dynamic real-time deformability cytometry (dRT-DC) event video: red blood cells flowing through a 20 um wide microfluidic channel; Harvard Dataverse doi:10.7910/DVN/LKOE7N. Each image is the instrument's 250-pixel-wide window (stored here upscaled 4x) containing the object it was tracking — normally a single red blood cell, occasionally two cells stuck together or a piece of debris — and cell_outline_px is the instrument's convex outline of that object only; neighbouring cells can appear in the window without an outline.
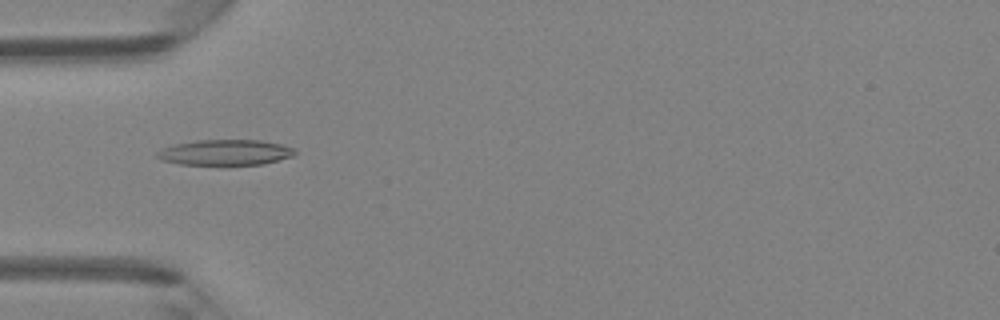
{"species": "Egyptian fruit bat (a non-hibernating species)", "species_latin": "Rousettus aegyptiacus", "temperature_condition": "room temperature", "stored_images_in_passage": 3, "camera_frame_rate_fps": 3000, "um_per_image_px": 0.085, "animal": {"sex": "female"}, "frame": {"image": 1, "passage_image": 2, "time_ms": 1.333, "image_size_px": [1000, 320], "cell_outline_px": [[296, 152], [292, 156], [264, 164], [180, 164], [160, 160], [156, 156], [156, 152], [160, 148], [176, 144], [196, 140], [260, 140], [280, 144], [296, 148]], "centroid_in_image_um": [19.12, 12.95], "position_along_channel_um": 65.9, "area_um2": 20.46}}
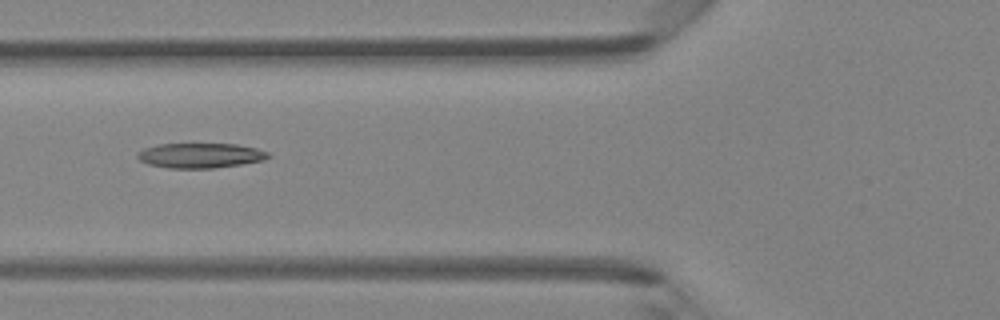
{"frame": {"image": 2, "passage_image": 3, "time_ms": 2.333, "image_size_px": [1000, 320], "cell_outline_px": [[272, 156], [264, 160], [240, 164], [212, 168], [168, 168], [148, 164], [140, 160], [136, 156], [136, 152], [144, 148], [160, 144], [236, 144], [256, 148], [268, 152]], "centroid_in_image_um": [17.01, 13.21], "position_along_channel_um": 108.8, "area_um2": 18.96}}